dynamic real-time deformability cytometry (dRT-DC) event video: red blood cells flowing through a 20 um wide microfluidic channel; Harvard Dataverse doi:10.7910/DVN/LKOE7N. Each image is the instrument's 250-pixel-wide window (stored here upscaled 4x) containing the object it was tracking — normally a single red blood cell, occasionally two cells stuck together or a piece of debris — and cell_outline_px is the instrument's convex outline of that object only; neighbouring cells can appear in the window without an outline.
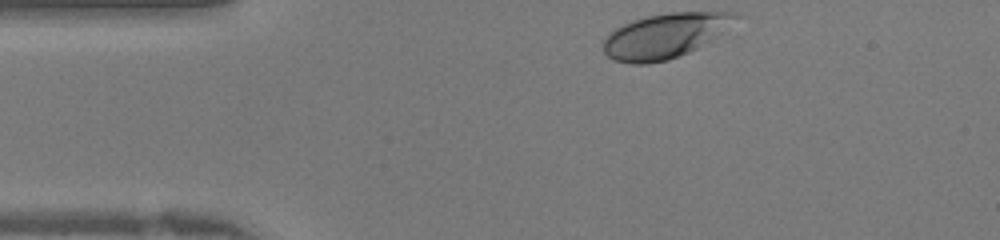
{"species": "human", "species_latin": "Homo sapiens", "temperature_condition": "warm", "stored_images_in_passage": 11, "camera_frame_rate_fps": 3000, "um_per_image_px": 0.085, "donor": {"sex": "female"}, "frame": {"image": 1, "passage_image": 1, "time_ms": 0.0, "image_size_px": [1000, 240], "cell_outline_px": [[740, 16], [724, 32], [696, 48], [688, 52], [668, 60], [648, 64], [632, 64], [612, 60], [604, 52], [604, 36], [608, 32], [632, 20], [648, 16], [668, 12], [740, 12]], "centroid_in_image_um": [56.51, 3.03], "position_along_channel_um": 28.5, "area_um2": 34.56}}
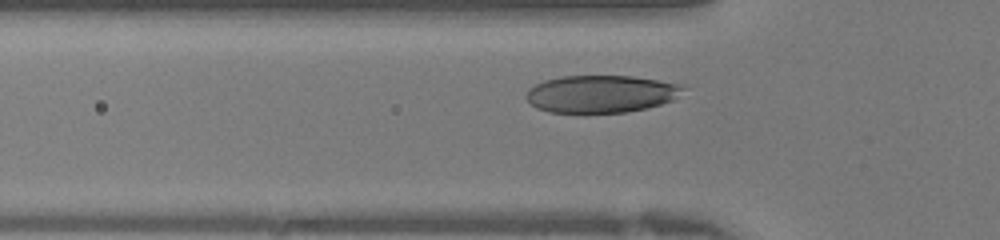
{"frame": {"image": 2, "passage_image": 7, "time_ms": 2.0, "image_size_px": [1000, 240], "cell_outline_px": [[684, 88], [672, 100], [648, 108], [628, 112], [548, 112], [536, 108], [524, 96], [528, 88], [544, 80], [560, 76], [632, 76], [684, 84]], "centroid_in_image_um": [51.06, 7.97], "position_along_channel_um": 74.7, "area_um2": 34.22}}
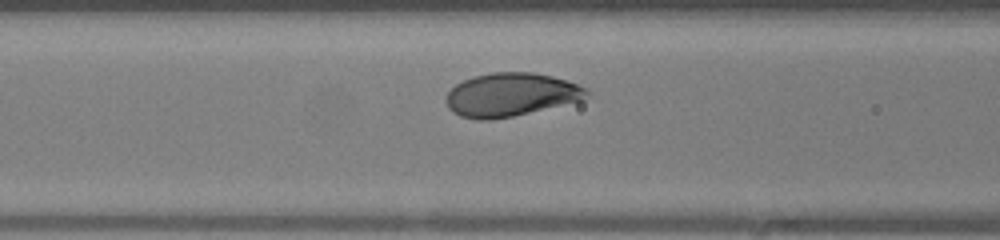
{"frame": {"image": 3, "passage_image": 10, "time_ms": 3.0, "image_size_px": [1000, 240], "cell_outline_px": [[588, 92], [584, 100], [512, 116], [492, 120], [476, 120], [460, 116], [452, 112], [448, 108], [444, 100], [448, 92], [456, 84], [472, 76], [492, 72], [532, 72], [552, 76], [588, 88]], "centroid_in_image_um": [43.38, 8.05], "position_along_channel_um": 123.2, "area_um2": 35.66}}